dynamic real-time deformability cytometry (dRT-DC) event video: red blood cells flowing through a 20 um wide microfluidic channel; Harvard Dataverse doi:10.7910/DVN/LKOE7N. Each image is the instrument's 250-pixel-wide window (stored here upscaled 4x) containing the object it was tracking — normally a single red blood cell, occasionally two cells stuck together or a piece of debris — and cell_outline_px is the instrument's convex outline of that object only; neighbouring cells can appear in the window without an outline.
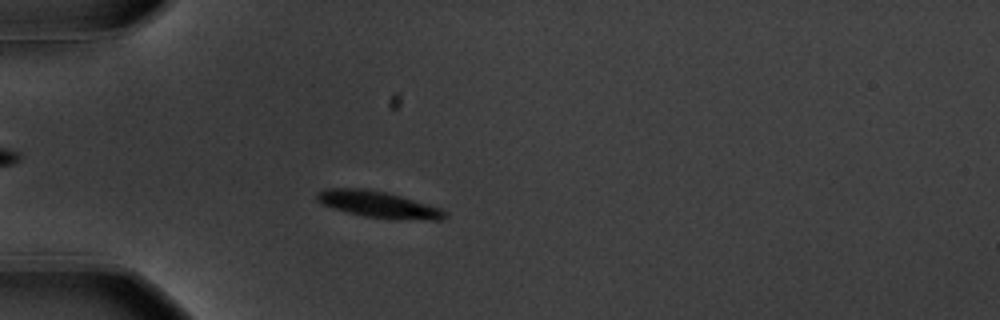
{"species": "common noctule bat (a hibernating species)", "species_latin": "Nyctalus noctula", "temperature_condition": "warm", "stored_images_in_passage": 42, "camera_frame_rate_fps": 3000, "um_per_image_px": 0.085, "animal": {"sex": "male", "body_mass_g": 20.1, "forearm_length_mm": 53.5}, "frame": {"image": 1, "passage_image": 1, "time_ms": 0.0, "image_size_px": [1000, 320], "cell_outline_px": [[448, 216], [444, 220], [400, 220], [364, 216], [348, 212], [324, 204], [316, 200], [316, 192], [328, 188], [364, 188], [388, 192], [440, 208], [448, 212]], "centroid_in_image_um": [32.23, 17.38], "position_along_channel_um": 52.8, "area_um2": 19.83}}
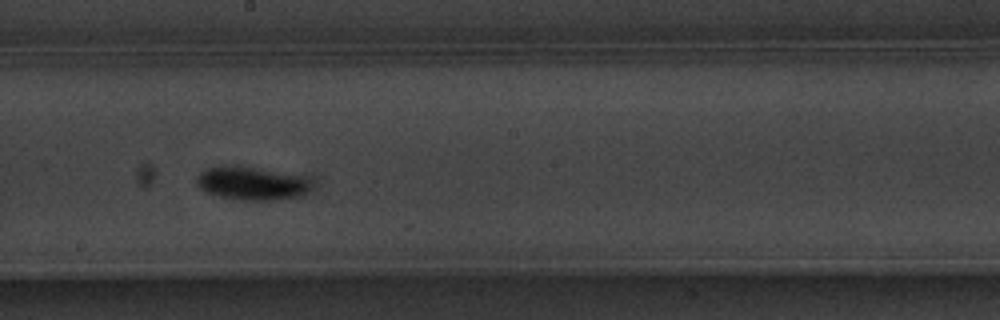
{"frame": {"image": 2, "passage_image": 17, "time_ms": 5.333, "image_size_px": [1000, 320], "cell_outline_px": [[308, 188], [304, 192], [296, 196], [280, 200], [244, 200], [220, 196], [208, 192], [200, 188], [196, 184], [196, 180], [200, 172], [208, 168], [236, 164], [308, 176]], "centroid_in_image_um": [21.37, 15.55], "position_along_channel_um": 226.8, "area_um2": 22.2}}
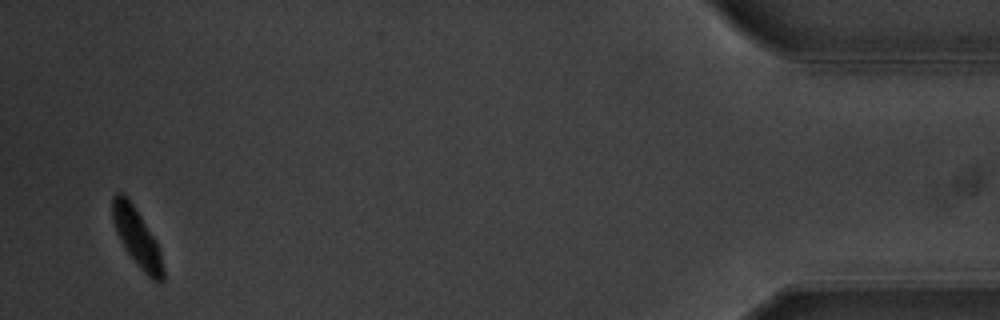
{"frame": {"image": 3, "passage_image": 40, "time_ms": 13.0, "image_size_px": [1000, 320], "cell_outline_px": [[164, 280], [160, 284], [156, 284], [144, 272], [128, 252], [120, 240], [116, 232], [112, 220], [112, 196], [116, 192], [124, 192], [136, 208], [156, 240], [160, 248], [164, 268]], "centroid_in_image_um": [11.66, 20.17], "position_along_channel_um": 423.5, "area_um2": 17.4}, "authors_computed_cell_mechanics": {"area_um2": 19.2474, "velocity_mm_per_s": 3.5243, "shape_relaxation_time_tau1_ms": 4.0074, "shape_relaxation_time_tau2_ms": null, "deformation_change_tau1": 0.1849, "deformation_change_tau2": null}}